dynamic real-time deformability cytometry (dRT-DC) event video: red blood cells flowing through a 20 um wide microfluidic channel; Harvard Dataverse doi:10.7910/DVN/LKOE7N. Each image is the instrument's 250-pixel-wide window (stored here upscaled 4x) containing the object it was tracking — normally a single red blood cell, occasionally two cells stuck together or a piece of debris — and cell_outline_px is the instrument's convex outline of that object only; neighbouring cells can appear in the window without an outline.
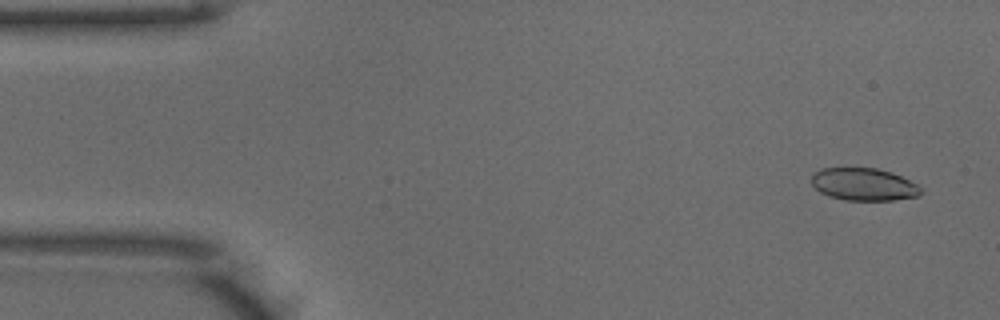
{"species": "common noctule bat (a hibernating species)", "species_latin": "Nyctalus noctula", "temperature_condition": "warm", "stored_images_in_passage": 50, "camera_frame_rate_fps": 3000, "um_per_image_px": 0.085, "animal": {"sex": "male", "body_mass_g": 18.8}, "frame": {"image": 1, "passage_image": 3, "time_ms": 0.667, "image_size_px": [1000, 320], "cell_outline_px": [[924, 188], [920, 196], [892, 200], [844, 200], [820, 192], [812, 184], [812, 172], [820, 168], [876, 168], [892, 172]], "centroid_in_image_um": [73.43, 15.66], "position_along_channel_um": 11.6, "area_um2": 20.75}}
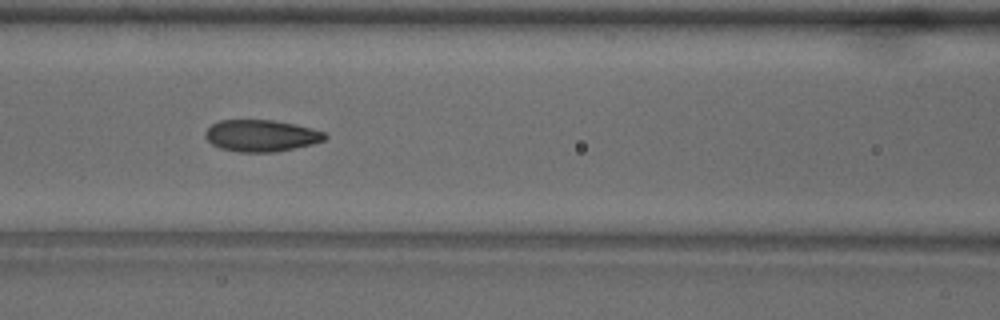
{"frame": {"image": 2, "passage_image": 21, "time_ms": 6.667, "image_size_px": [1000, 320], "cell_outline_px": [[328, 136], [324, 140], [312, 144], [272, 152], [240, 152], [220, 148], [212, 144], [204, 136], [204, 132], [212, 124], [220, 120], [272, 120], [296, 124], [312, 128], [324, 132]], "centroid_in_image_um": [22.19, 11.52], "position_along_channel_um": 144.4, "area_um2": 22.02}}
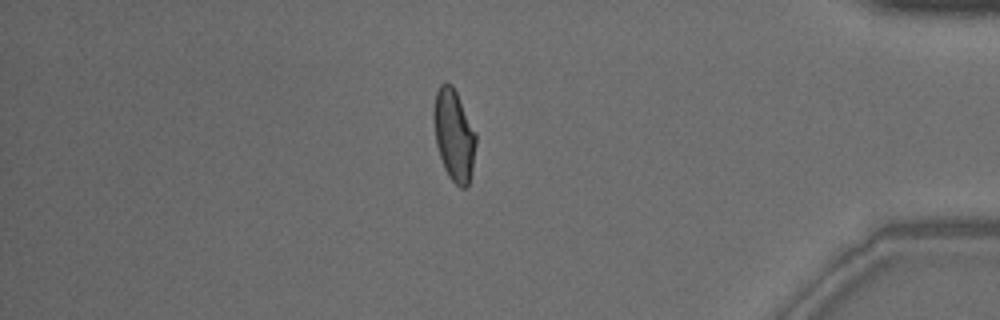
{"frame": {"image": 3, "passage_image": 43, "time_ms": 14.0, "image_size_px": [1000, 320], "cell_outline_px": [[476, 144], [472, 168], [468, 188], [460, 188], [448, 176], [444, 168], [436, 144], [432, 116], [432, 108], [436, 92], [440, 84], [444, 80], [452, 84], [456, 92], [476, 136]], "centroid_in_image_um": [38.55, 11.47], "position_along_channel_um": 396.7, "area_um2": 22.48}, "authors_computed_cell_mechanics": {"area_um2": 22.2819, "velocity_mm_per_s": 3.9553, "shape_relaxation_time_tau1_ms": 6.4863, "shape_relaxation_time_tau2_ms": 1.1988, "deformation_change_tau1": 0.1915, "deformation_change_tau2": 0.0613}}